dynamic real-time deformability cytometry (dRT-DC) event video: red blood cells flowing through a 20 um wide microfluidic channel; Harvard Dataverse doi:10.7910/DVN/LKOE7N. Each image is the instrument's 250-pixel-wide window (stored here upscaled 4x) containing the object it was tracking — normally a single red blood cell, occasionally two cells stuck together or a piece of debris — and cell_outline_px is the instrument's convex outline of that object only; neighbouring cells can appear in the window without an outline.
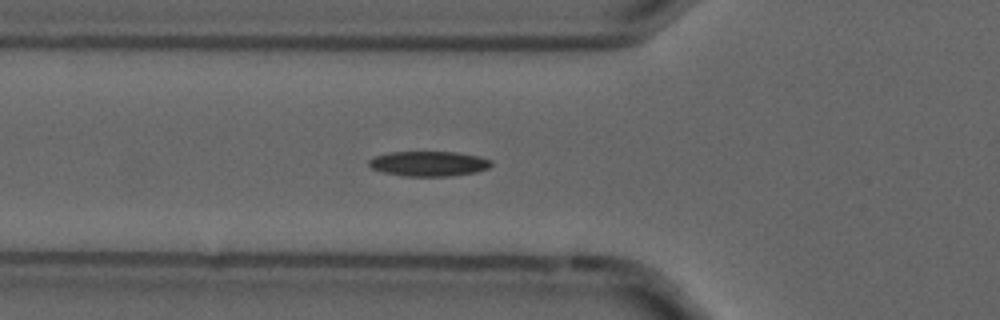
{"species": "common noctule bat (a hibernating species)", "species_latin": "Nyctalus noctula", "temperature_condition": "cold", "stored_images_in_passage": 5, "camera_frame_rate_fps": 3000, "um_per_image_px": 0.085, "animal": {"sex": "male", "forearm_length_mm": 52.5}, "frame": {"image": 1, "passage_image": 5, "time_ms": 1.333, "image_size_px": [1000, 320], "cell_outline_px": [[492, 164], [488, 168], [476, 172], [448, 176], [404, 176], [384, 172], [372, 168], [368, 164], [368, 160], [376, 156], [388, 152], [456, 152], [480, 156], [492, 160]], "centroid_in_image_um": [36.46, 13.9], "position_along_channel_um": 89.3, "area_um2": 17.8}}